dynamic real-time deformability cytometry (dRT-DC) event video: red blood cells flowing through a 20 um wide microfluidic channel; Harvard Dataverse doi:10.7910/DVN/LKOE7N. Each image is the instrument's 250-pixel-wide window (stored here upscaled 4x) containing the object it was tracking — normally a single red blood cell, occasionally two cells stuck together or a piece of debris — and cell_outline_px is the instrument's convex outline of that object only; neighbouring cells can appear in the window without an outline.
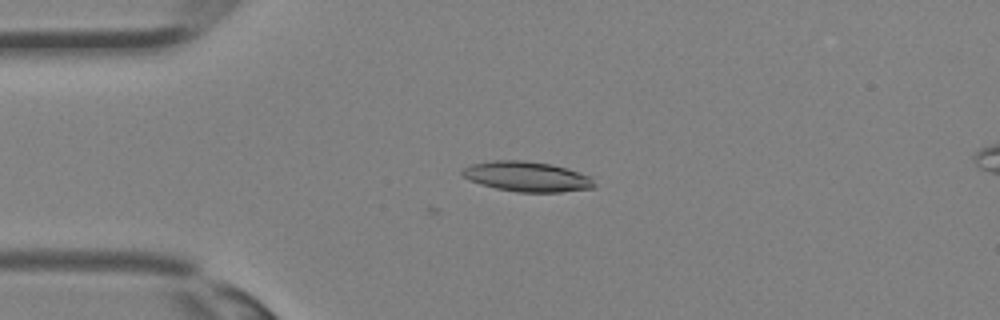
{"species": "Egyptian fruit bat (a non-hibernating species)", "species_latin": "Rousettus aegyptiacus", "temperature_condition": "room temperature", "stored_images_in_passage": 3, "camera_frame_rate_fps": 3000, "um_per_image_px": 0.085, "animal": {"sex": "female"}, "frame": {"image": 1, "passage_image": 3, "time_ms": 0.667, "image_size_px": [1000, 320], "cell_outline_px": [[596, 188], [560, 192], [516, 192], [496, 188], [480, 184], [468, 180], [460, 172], [464, 168], [472, 164], [492, 160], [524, 160], [552, 164], [580, 172], [592, 176], [596, 184]], "centroid_in_image_um": [44.83, 15.01], "position_along_channel_um": 40.2, "area_um2": 23.41}}